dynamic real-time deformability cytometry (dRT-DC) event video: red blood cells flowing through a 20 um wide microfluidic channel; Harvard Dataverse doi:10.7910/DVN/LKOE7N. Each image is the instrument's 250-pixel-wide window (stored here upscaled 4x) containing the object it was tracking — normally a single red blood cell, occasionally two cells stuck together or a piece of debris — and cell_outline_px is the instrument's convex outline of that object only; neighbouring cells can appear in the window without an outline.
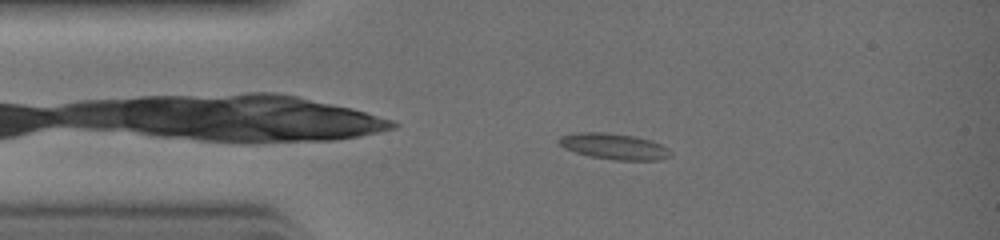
{"species": "common noctule bat (a hibernating species)", "species_latin": "Nyctalus noctula", "temperature_condition": "warm", "stored_images_in_passage": 28, "camera_frame_rate_fps": 3000, "um_per_image_px": 0.085, "animal": {"sex": "female", "body_mass_g": 19.0, "forearm_length_mm": 51.5}, "frame": {"image": 1, "passage_image": 2, "time_ms": 0.333, "image_size_px": [1000, 240], "cell_outline_px": [[672, 156], [660, 160], [616, 160], [588, 156], [564, 148], [556, 140], [560, 136], [572, 132], [608, 132], [632, 136], [652, 140], [668, 148], [672, 152]], "centroid_in_image_um": [52.18, 12.44], "position_along_channel_um": 32.8, "area_um2": 17.11}}
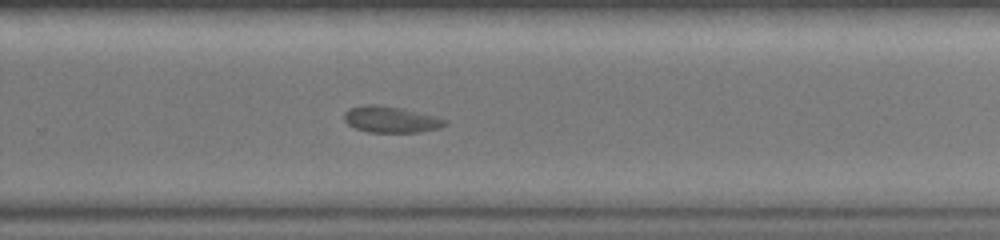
{"frame": {"image": 2, "passage_image": 17, "time_ms": 5.333, "image_size_px": [1000, 240], "cell_outline_px": [[448, 124], [440, 128], [420, 132], [368, 132], [356, 128], [348, 124], [344, 120], [344, 112], [348, 108], [364, 104], [372, 104], [400, 108], [436, 116], [448, 120]], "centroid_in_image_um": [33.23, 10.15], "position_along_channel_um": 296.6, "area_um2": 15.49}}
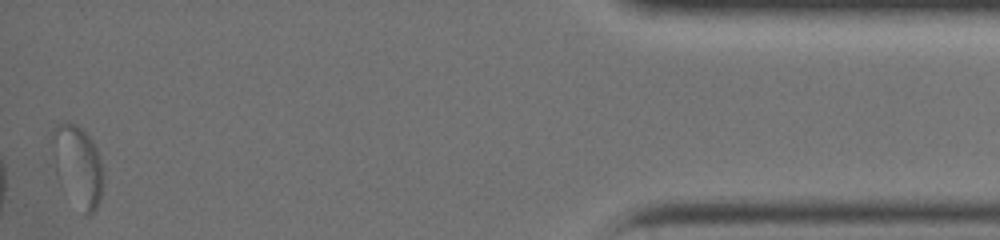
{"frame": {"image": 3, "passage_image": 28, "time_ms": 9.0, "image_size_px": [1000, 240], "cell_outline_px": [[104, 184], [100, 200], [96, 208], [88, 216], [84, 216], [52, 152], [52, 132], [64, 120], [68, 120], [76, 124], [92, 140], [96, 148], [104, 168]], "centroid_in_image_um": [6.73, 14.0], "position_along_channel_um": 428.5, "area_um2": 22.48}}